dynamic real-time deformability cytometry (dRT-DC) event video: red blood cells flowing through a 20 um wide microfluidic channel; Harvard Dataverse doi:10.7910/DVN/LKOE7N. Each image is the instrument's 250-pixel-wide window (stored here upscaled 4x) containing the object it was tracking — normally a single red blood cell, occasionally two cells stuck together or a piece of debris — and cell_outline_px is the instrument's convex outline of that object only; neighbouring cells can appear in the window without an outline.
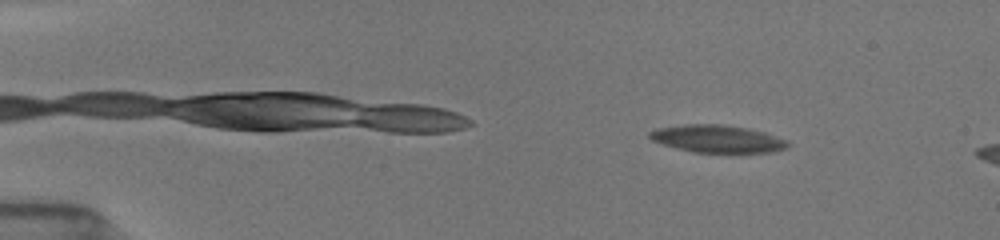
{"species": "common noctule bat (a hibernating species)", "species_latin": "Nyctalus noctula", "temperature_condition": "room temperature", "stored_images_in_passage": 48, "camera_frame_rate_fps": 3000, "um_per_image_px": 0.085, "animal": {"sex": "female", "body_mass_g": 19.5, "forearm_length_mm": 54.1}, "frame": {"image": 1, "passage_image": 1, "time_ms": 0.0, "image_size_px": [1000, 240], "cell_outline_px": [[788, 148], [772, 152], [692, 152], [664, 144], [652, 140], [648, 136], [648, 132], [656, 128], [688, 124], [724, 124], [748, 128], [764, 132], [788, 140]], "centroid_in_image_um": [60.99, 11.79], "position_along_channel_um": 24.0, "area_um2": 22.08}}
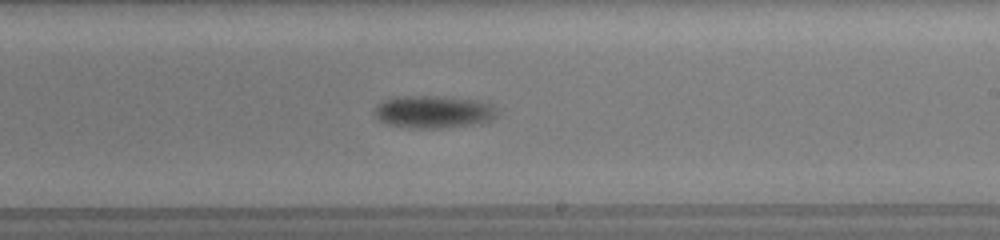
{"frame": {"image": 2, "passage_image": 27, "time_ms": 8.667, "image_size_px": [1000, 240], "cell_outline_px": [[496, 116], [492, 120], [480, 124], [440, 128], [408, 128], [388, 124], [380, 120], [376, 116], [376, 108], [380, 104], [396, 96], [440, 96], [476, 100], [492, 104], [496, 108]], "centroid_in_image_um": [36.92, 9.52], "position_along_channel_um": 252.1, "area_um2": 23.18}}
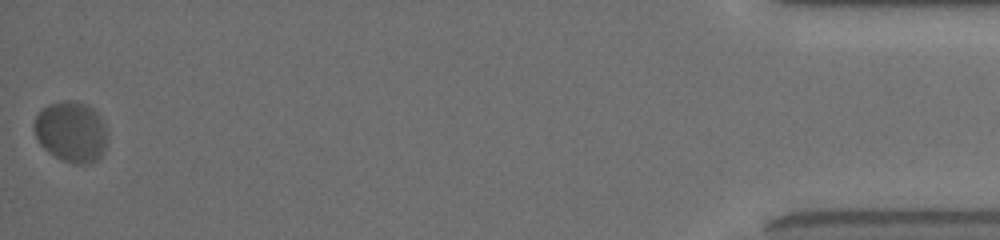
{"frame": {"image": 3, "passage_image": 48, "time_ms": 15.667, "image_size_px": [1000, 240], "cell_outline_px": [[104, 152], [96, 160], [88, 164], [72, 164], [48, 152], [40, 144], [36, 136], [32, 124], [36, 116], [48, 104], [68, 100], [88, 104], [104, 120]], "centroid_in_image_um": [6.02, 11.19], "position_along_channel_um": 429.2, "area_um2": 25.66}, "authors_computed_cell_mechanics": {"area_um2": 23.2645, "velocity_mm_per_s": 3.7557, "shape_relaxation_time_tau1_ms": 4.2985, "shape_relaxation_time_tau2_ms": null, "deformation_change_tau1": 0.1235, "deformation_change_tau2": null}}